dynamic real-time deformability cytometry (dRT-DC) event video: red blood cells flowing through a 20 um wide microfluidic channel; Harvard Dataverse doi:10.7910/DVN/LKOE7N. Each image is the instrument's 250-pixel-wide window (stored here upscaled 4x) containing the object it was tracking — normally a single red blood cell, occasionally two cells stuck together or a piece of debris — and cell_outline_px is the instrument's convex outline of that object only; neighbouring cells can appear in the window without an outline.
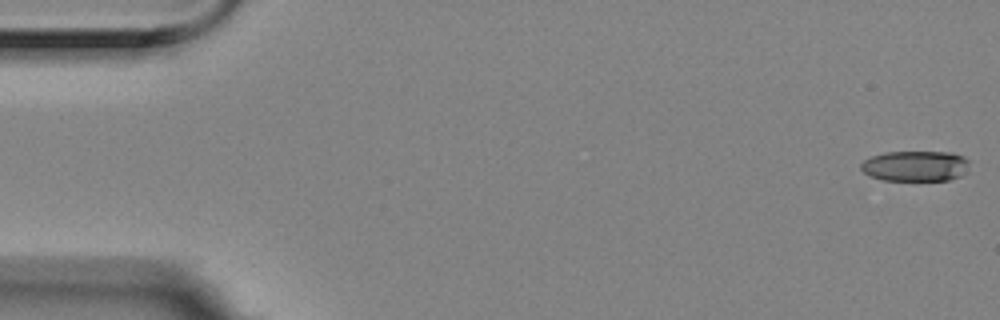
{"species": "Egyptian fruit bat (a non-hibernating species)", "species_latin": "Rousettus aegyptiacus", "temperature_condition": "room temperature", "stored_images_in_passage": 6, "camera_frame_rate_fps": 3000, "um_per_image_px": 0.085, "animal": {"sex": "female"}, "frame": {"image": 1, "passage_image": 1, "time_ms": 0.0, "image_size_px": [1000, 320], "cell_outline_px": [[968, 172], [960, 176], [948, 180], [884, 180], [868, 176], [860, 168], [860, 164], [864, 160], [872, 156], [884, 152], [952, 152], [964, 156], [968, 160]], "centroid_in_image_um": [77.82, 14.11], "position_along_channel_um": 7.2, "area_um2": 19.48}}
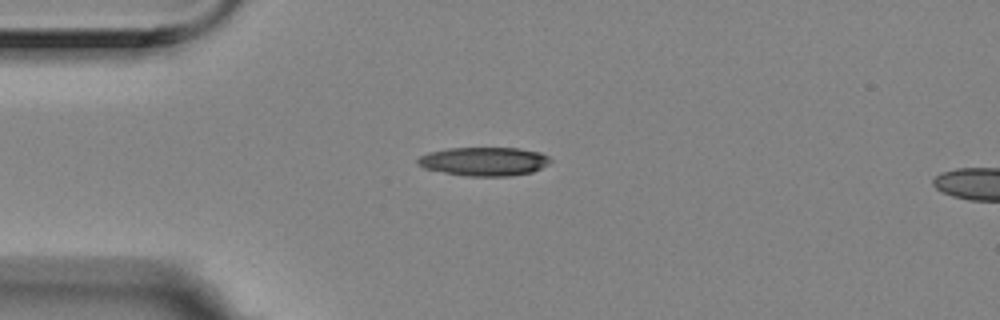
{"frame": {"image": 2, "passage_image": 5, "time_ms": 1.333, "image_size_px": [1000, 320], "cell_outline_px": [[552, 160], [548, 164], [532, 172], [512, 176], [464, 176], [424, 168], [416, 164], [416, 160], [420, 156], [428, 152], [448, 148], [520, 148], [540, 152], [548, 156]], "centroid_in_image_um": [41.14, 13.72], "position_along_channel_um": 43.9, "area_um2": 22.31}}